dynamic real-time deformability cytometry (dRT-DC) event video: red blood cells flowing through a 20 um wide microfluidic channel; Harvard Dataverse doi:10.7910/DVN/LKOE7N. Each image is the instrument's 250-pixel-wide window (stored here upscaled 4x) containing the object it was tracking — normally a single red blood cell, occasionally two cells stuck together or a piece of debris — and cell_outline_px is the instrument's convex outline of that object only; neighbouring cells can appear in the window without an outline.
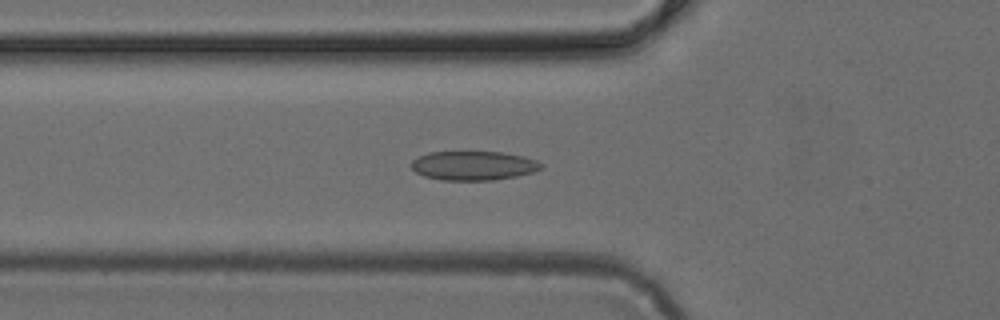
{"species": "common noctule bat (a hibernating species)", "species_latin": "Nyctalus noctula", "temperature_condition": "cold", "stored_images_in_passage": 34, "camera_frame_rate_fps": 3000, "um_per_image_px": 0.085, "animal": {"sex": "female", "body_mass_g": 24.6, "forearm_length_mm": 56.2}, "frame": {"image": 1, "passage_image": 2, "time_ms": 0.333, "image_size_px": [1000, 320], "cell_outline_px": [[544, 164], [536, 172], [496, 180], [440, 180], [424, 176], [416, 172], [408, 164], [412, 160], [428, 152], [500, 152], [524, 156], [536, 160]], "centroid_in_image_um": [40.24, 14.08], "position_along_channel_um": 85.6, "area_um2": 22.2}}
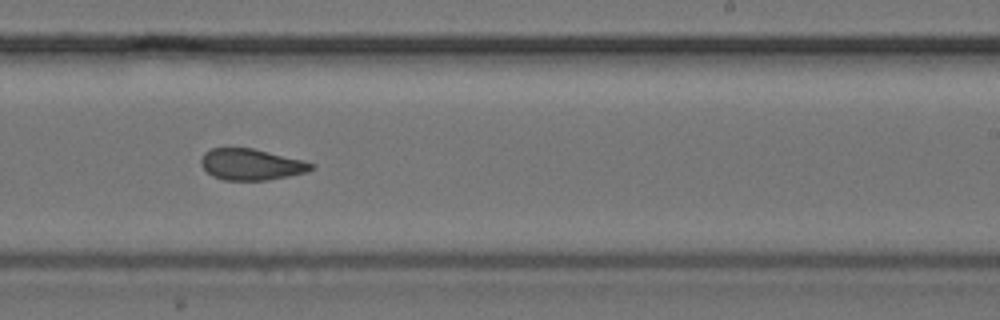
{"frame": {"image": 2, "passage_image": 15, "time_ms": 4.667, "image_size_px": [1000, 320], "cell_outline_px": [[316, 168], [308, 172], [268, 180], [224, 180], [212, 176], [200, 164], [200, 160], [204, 152], [212, 148], [252, 148], [304, 160], [316, 164]], "centroid_in_image_um": [21.39, 13.98], "position_along_channel_um": 267.6, "area_um2": 20.23}}
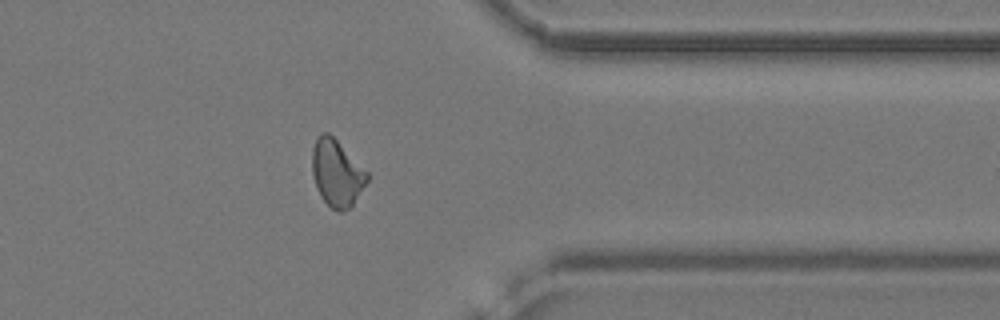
{"frame": {"image": 3, "passage_image": 24, "time_ms": 7.667, "image_size_px": [1000, 320], "cell_outline_px": [[368, 180], [352, 204], [344, 212], [340, 212], [332, 208], [320, 196], [316, 188], [312, 172], [312, 148], [316, 136], [324, 132], [328, 132], [368, 172]], "centroid_in_image_um": [28.59, 14.7], "position_along_channel_um": 382.8, "area_um2": 21.15}}